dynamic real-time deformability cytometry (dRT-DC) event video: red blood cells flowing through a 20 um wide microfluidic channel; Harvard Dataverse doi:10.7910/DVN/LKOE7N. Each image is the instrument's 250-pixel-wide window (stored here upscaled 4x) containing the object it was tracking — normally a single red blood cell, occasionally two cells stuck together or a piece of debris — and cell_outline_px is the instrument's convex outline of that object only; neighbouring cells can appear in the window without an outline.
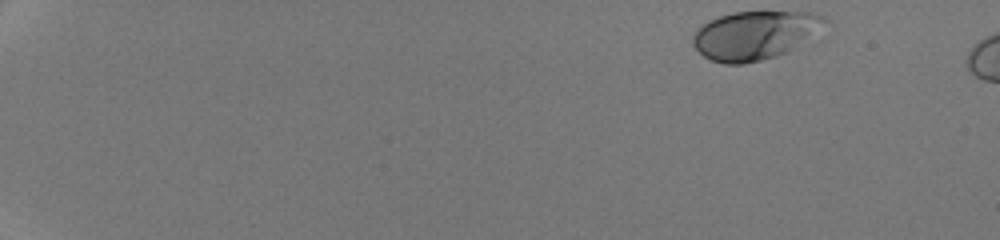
{"species": "human", "species_latin": "Homo sapiens", "temperature_condition": "room temperature", "stored_images_in_passage": 46, "camera_frame_rate_fps": 3000, "um_per_image_px": 0.085, "donor": {"sex": "male"}, "frame": {"image": 1, "passage_image": 1, "time_ms": 0.0, "image_size_px": [1000, 240], "cell_outline_px": [[824, 20], [820, 40], [816, 44], [776, 56], [744, 64], [724, 64], [712, 60], [704, 56], [692, 44], [692, 36], [708, 20], [732, 12], [812, 12], [820, 16]], "centroid_in_image_um": [64.31, 3.02], "position_along_channel_um": 20.7, "area_um2": 38.44}}
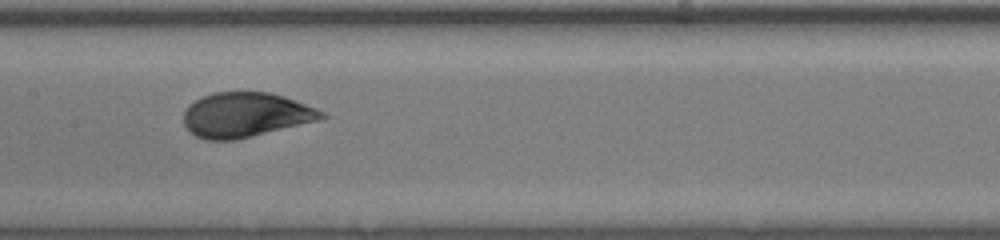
{"frame": {"image": 2, "passage_image": 25, "time_ms": 8.0, "image_size_px": [1000, 240], "cell_outline_px": [[328, 116], [316, 120], [236, 140], [204, 140], [196, 136], [184, 124], [184, 108], [188, 104], [204, 96], [216, 92], [268, 92], [284, 96], [316, 108], [324, 112]], "centroid_in_image_um": [20.84, 9.76], "position_along_channel_um": 186.6, "area_um2": 35.55}}
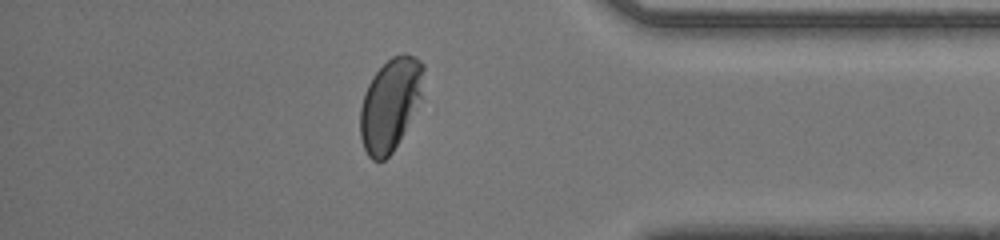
{"frame": {"image": 3, "passage_image": 41, "time_ms": 13.333, "image_size_px": [1000, 240], "cell_outline_px": [[424, 68], [420, 96], [392, 152], [384, 160], [372, 160], [368, 156], [364, 148], [360, 136], [360, 108], [364, 92], [372, 76], [392, 56], [404, 52], [416, 56], [424, 64]], "centroid_in_image_um": [33.12, 8.82], "position_along_channel_um": 402.1, "area_um2": 33.29}, "authors_computed_cell_mechanics": {"area_um2": 35.9516, "velocity_mm_per_s": 4.2869, "shape_relaxation_time_tau1_ms": 2.9587, "shape_relaxation_time_tau2_ms": null, "deformation_change_tau1": 0.1442, "deformation_change_tau2": null}}